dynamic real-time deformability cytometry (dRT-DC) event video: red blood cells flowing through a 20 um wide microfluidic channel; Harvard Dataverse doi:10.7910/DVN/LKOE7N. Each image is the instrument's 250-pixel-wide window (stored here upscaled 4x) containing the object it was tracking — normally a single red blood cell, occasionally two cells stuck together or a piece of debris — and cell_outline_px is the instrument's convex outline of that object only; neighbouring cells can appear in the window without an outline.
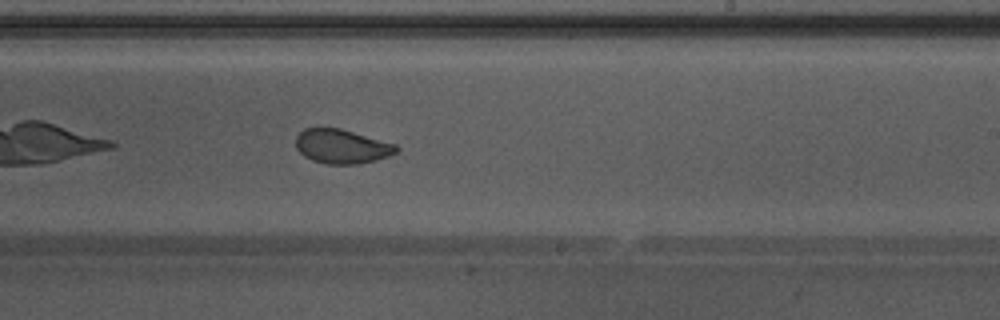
{"species": "Egyptian fruit bat (a non-hibernating species)", "species_latin": "Rousettus aegyptiacus", "temperature_condition": "warm", "stored_images_in_passage": 38, "camera_frame_rate_fps": 3000, "um_per_image_px": 0.085, "animal": {"sex": "male"}, "frame": {"image": 1, "passage_image": 17, "time_ms": 5.333, "image_size_px": [1000, 320], "cell_outline_px": [[400, 148], [396, 152], [388, 156], [376, 160], [356, 164], [328, 164], [312, 160], [304, 156], [296, 148], [296, 136], [304, 128], [340, 128], [396, 144]], "centroid_in_image_um": [29.05, 12.44], "position_along_channel_um": 260.0, "area_um2": 20.0}, "authors_computed_cell_mechanics": {"area_um2": 21.386, "velocity_mm_per_s": 3.8569, "shape_relaxation_time_tau1_ms": 3.7393, "shape_relaxation_time_tau2_ms": 1.3069, "deformation_change_tau1": 0.0981, "deformation_change_tau2": 0.0518}}